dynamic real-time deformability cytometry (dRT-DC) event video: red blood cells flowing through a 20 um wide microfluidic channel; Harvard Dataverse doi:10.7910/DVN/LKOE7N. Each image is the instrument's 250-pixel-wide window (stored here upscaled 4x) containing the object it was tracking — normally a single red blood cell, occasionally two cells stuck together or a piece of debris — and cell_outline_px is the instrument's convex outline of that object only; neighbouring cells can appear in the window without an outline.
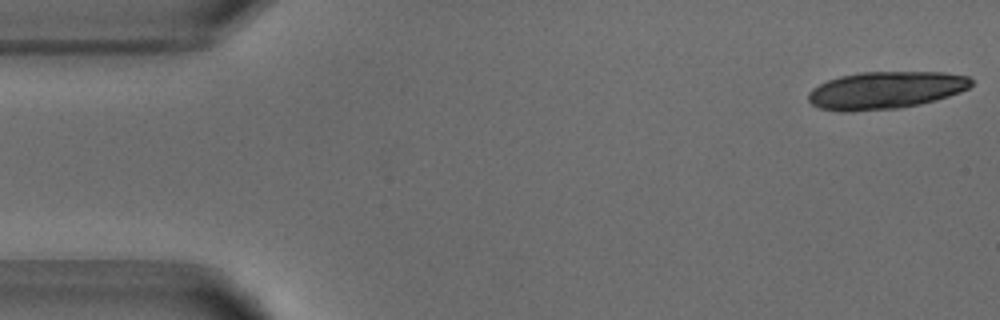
{"species": "common noctule bat (a hibernating species)", "species_latin": "Nyctalus noctula", "temperature_condition": "warm", "stored_images_in_passage": 16, "camera_frame_rate_fps": 3000, "um_per_image_px": 0.085, "animal": {"sex": "male", "body_mass_g": 18.8}, "frame": {"image": 1, "passage_image": 1, "time_ms": 0.0, "image_size_px": [1000, 320], "cell_outline_px": [[972, 84], [968, 88], [960, 92], [936, 100], [920, 104], [900, 108], [852, 112], [840, 112], [820, 108], [812, 104], [808, 100], [808, 92], [812, 88], [828, 80], [840, 76], [860, 72], [944, 72], [968, 76], [972, 80]], "centroid_in_image_um": [75.26, 7.67], "position_along_channel_um": 9.7, "area_um2": 35.72}}